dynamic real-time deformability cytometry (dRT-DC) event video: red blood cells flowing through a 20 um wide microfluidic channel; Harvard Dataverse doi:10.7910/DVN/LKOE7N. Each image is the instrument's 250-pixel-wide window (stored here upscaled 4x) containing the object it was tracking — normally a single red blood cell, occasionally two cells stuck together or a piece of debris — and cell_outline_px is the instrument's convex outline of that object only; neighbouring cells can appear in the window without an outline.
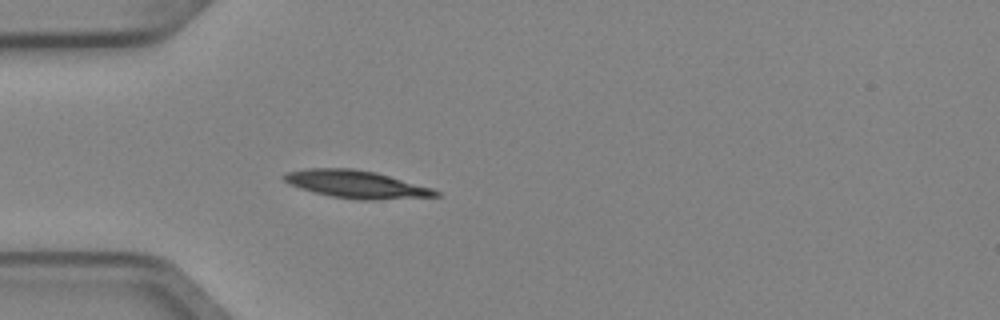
{"species": "Egyptian fruit bat (a non-hibernating species)", "species_latin": "Rousettus aegyptiacus", "temperature_condition": "cold", "stored_images_in_passage": 5, "camera_frame_rate_fps": 3000, "um_per_image_px": 0.085, "animal": {"sex": "female"}, "frame": {"image": 1, "passage_image": 5, "time_ms": 1.333, "image_size_px": [1000, 320], "cell_outline_px": [[440, 196], [372, 200], [360, 200], [332, 196], [312, 192], [288, 184], [280, 176], [284, 172], [308, 168], [352, 168], [376, 172], [432, 188], [440, 192]], "centroid_in_image_um": [30.23, 15.65], "position_along_channel_um": 54.8, "area_um2": 24.51}}